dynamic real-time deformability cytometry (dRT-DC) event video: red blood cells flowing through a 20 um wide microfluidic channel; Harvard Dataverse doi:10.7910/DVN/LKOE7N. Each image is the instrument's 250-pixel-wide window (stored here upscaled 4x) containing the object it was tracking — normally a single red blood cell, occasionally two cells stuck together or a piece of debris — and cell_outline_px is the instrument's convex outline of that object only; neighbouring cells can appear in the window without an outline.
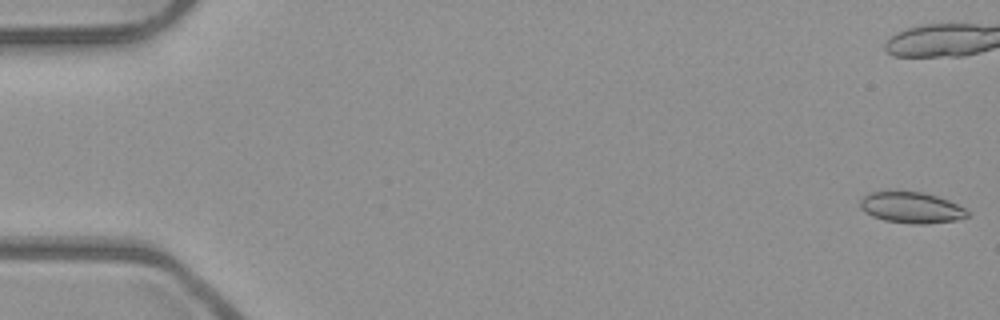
{"species": "common noctule bat (a hibernating species)", "species_latin": "Nyctalus noctula", "temperature_condition": "room temperature", "stored_images_in_passage": 7, "camera_frame_rate_fps": 3000, "um_per_image_px": 0.085, "animal": {"sex": "male", "body_mass_g": 23.1, "forearm_length_mm": 52.7}, "frame": {"image": 1, "passage_image": 1, "time_ms": 0.0, "image_size_px": [1000, 320], "cell_outline_px": [[972, 216], [956, 220], [924, 224], [912, 224], [884, 220], [872, 216], [860, 208], [860, 200], [868, 192], [920, 192], [936, 196], [948, 200], [964, 208]], "centroid_in_image_um": [77.47, 17.66], "position_along_channel_um": 7.5, "area_um2": 19.25}}